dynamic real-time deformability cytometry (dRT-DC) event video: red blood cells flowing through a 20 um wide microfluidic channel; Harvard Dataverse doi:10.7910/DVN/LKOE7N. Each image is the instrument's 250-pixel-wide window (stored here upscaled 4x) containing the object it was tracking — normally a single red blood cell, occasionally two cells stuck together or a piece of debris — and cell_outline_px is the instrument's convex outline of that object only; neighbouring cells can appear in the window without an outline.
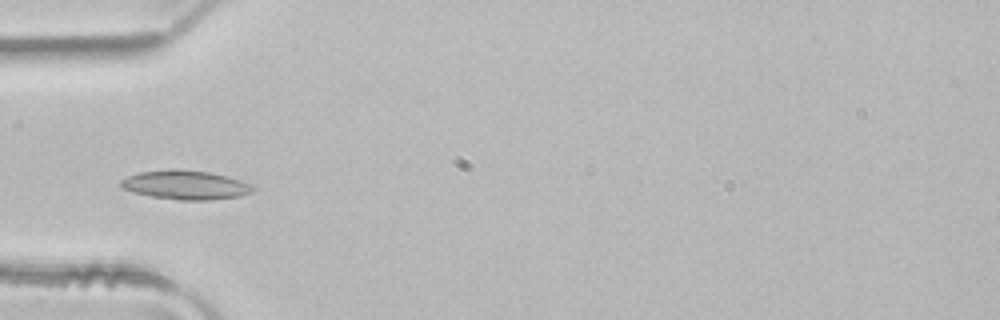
{"species": "common noctule bat (a hibernating species)", "species_latin": "Nyctalus noctula", "temperature_condition": "room temperature", "stored_images_in_passage": 3, "camera_frame_rate_fps": 3000, "um_per_image_px": 0.085, "animal": {"sex": "male", "body_mass_g": 21.5, "forearm_length_mm": 52.0}, "frame": {"image": 1, "passage_image": 3, "time_ms": 0.667, "image_size_px": [1000, 320], "cell_outline_px": [[256, 188], [252, 192], [240, 196], [208, 200], [180, 200], [152, 196], [132, 192], [124, 188], [120, 184], [120, 180], [128, 176], [140, 172], [168, 168], [180, 168], [208, 172], [240, 180], [252, 184]], "centroid_in_image_um": [15.77, 15.71], "position_along_channel_um": 69.2, "area_um2": 22.43}}